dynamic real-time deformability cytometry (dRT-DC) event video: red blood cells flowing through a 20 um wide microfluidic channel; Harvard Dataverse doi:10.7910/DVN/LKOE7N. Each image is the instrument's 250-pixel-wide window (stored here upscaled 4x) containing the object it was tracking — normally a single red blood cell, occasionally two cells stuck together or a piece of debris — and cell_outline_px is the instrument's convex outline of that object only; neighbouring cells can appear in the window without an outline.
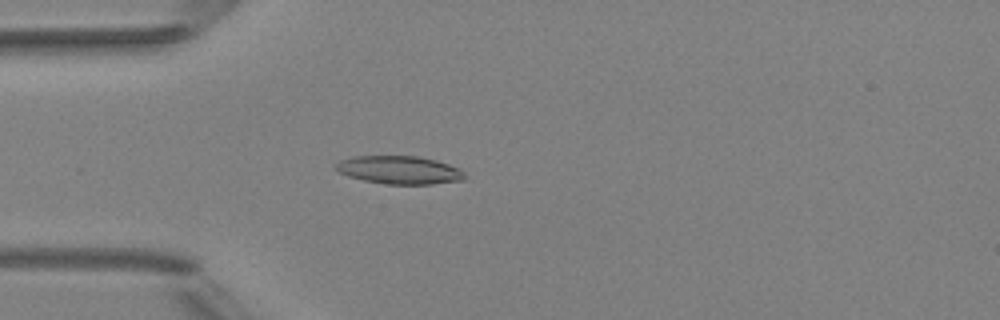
{"species": "Egyptian fruit bat (a non-hibernating species)", "species_latin": "Rousettus aegyptiacus", "temperature_condition": "room temperature", "stored_images_in_passage": 5, "camera_frame_rate_fps": 3000, "um_per_image_px": 0.085, "animal": {"sex": "female"}, "frame": {"image": 1, "passage_image": 5, "time_ms": 4.667, "image_size_px": [1000, 320], "cell_outline_px": [[464, 180], [432, 184], [384, 184], [364, 180], [348, 176], [340, 172], [336, 168], [336, 164], [340, 160], [352, 156], [420, 156], [436, 160], [448, 164], [464, 172]], "centroid_in_image_um": [33.94, 14.44], "position_along_channel_um": 51.1, "area_um2": 20.98}}